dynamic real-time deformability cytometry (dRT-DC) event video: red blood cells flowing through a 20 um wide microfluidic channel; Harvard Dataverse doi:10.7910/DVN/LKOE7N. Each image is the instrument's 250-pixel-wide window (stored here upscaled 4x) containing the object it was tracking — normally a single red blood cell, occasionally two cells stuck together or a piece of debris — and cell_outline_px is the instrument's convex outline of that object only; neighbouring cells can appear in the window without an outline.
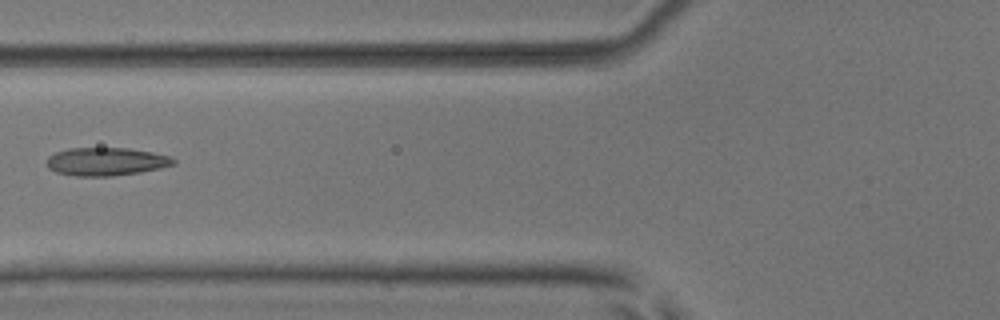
{"species": "common noctule bat (a hibernating species)", "species_latin": "Nyctalus noctula", "temperature_condition": "room temperature", "stored_images_in_passage": 3, "camera_frame_rate_fps": 3000, "um_per_image_px": 0.085, "animal": {"sex": "male", "body_mass_g": 17.9, "forearm_length_mm": 54.2}, "frame": {"image": 1, "passage_image": 2, "time_ms": 1.333, "image_size_px": [1000, 320], "cell_outline_px": [[176, 164], [160, 168], [140, 172], [112, 176], [76, 176], [56, 172], [48, 168], [48, 156], [56, 152], [68, 148], [128, 148], [152, 152], [172, 156], [176, 160]], "centroid_in_image_um": [9.05, 13.73], "position_along_channel_um": 116.7, "area_um2": 20.81}}
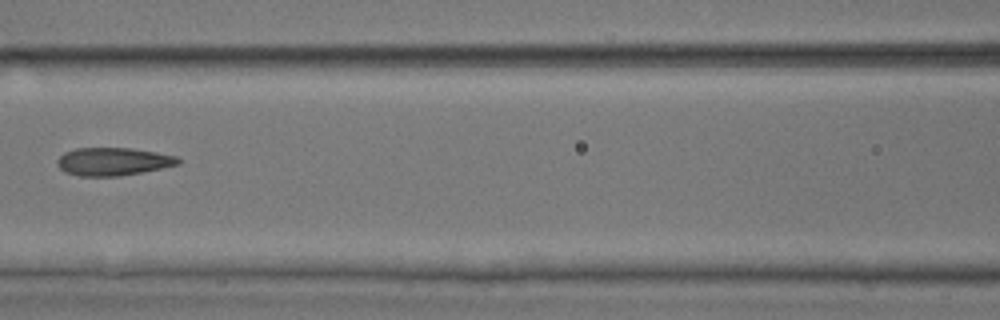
{"frame": {"image": 2, "passage_image": 3, "time_ms": 2.333, "image_size_px": [1000, 320], "cell_outline_px": [[180, 164], [120, 176], [80, 176], [64, 172], [56, 164], [56, 160], [64, 152], [76, 148], [128, 148], [156, 152], [176, 156], [180, 160]], "centroid_in_image_um": [9.57, 13.73], "position_along_channel_um": 157.0, "area_um2": 19.59}}